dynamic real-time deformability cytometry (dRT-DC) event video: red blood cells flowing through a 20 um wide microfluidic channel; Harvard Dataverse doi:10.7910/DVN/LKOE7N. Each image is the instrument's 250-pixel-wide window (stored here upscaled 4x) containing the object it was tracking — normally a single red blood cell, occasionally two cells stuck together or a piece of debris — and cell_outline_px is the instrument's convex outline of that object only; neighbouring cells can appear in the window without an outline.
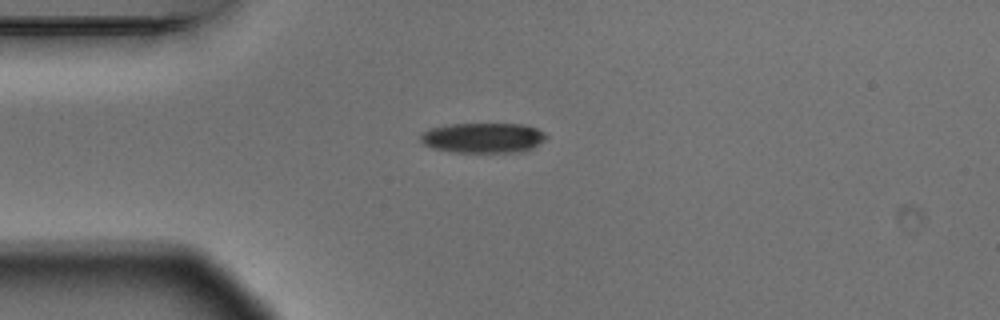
{"species": "Egyptian fruit bat (a non-hibernating species)", "species_latin": "Rousettus aegyptiacus", "temperature_condition": "warm", "stored_images_in_passage": 7, "camera_frame_rate_fps": 3000, "um_per_image_px": 0.085, "animal": {"sex": "male"}, "frame": {"image": 1, "passage_image": 1, "time_ms": 0.0, "image_size_px": [1000, 320], "cell_outline_px": [[548, 136], [544, 140], [532, 148], [520, 152], [452, 152], [432, 148], [420, 144], [420, 136], [424, 132], [432, 128], [452, 124], [524, 124], [536, 128], [544, 132]], "centroid_in_image_um": [41.05, 11.72], "position_along_channel_um": 43.9, "area_um2": 22.08}}
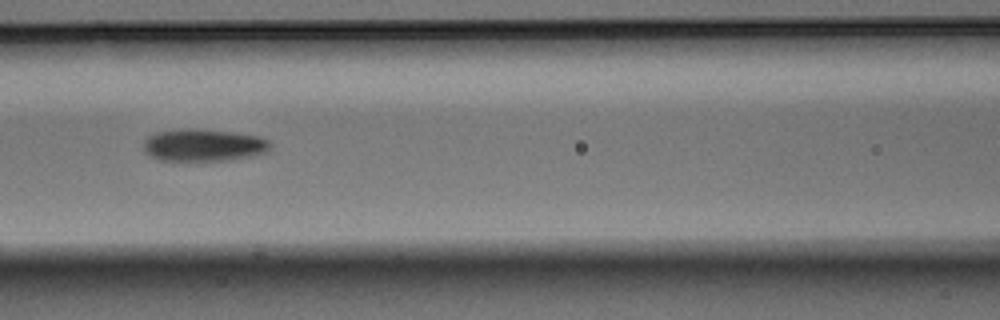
{"frame": {"image": 2, "passage_image": 4, "time_ms": 1.0, "image_size_px": [1000, 320], "cell_outline_px": [[272, 144], [268, 152], [252, 156], [232, 160], [200, 164], [160, 160], [144, 152], [144, 140], [148, 136], [156, 132], [180, 128], [196, 128], [232, 132], [260, 136], [268, 140]], "centroid_in_image_um": [17.3, 12.38], "position_along_channel_um": 149.3, "area_um2": 25.14}}
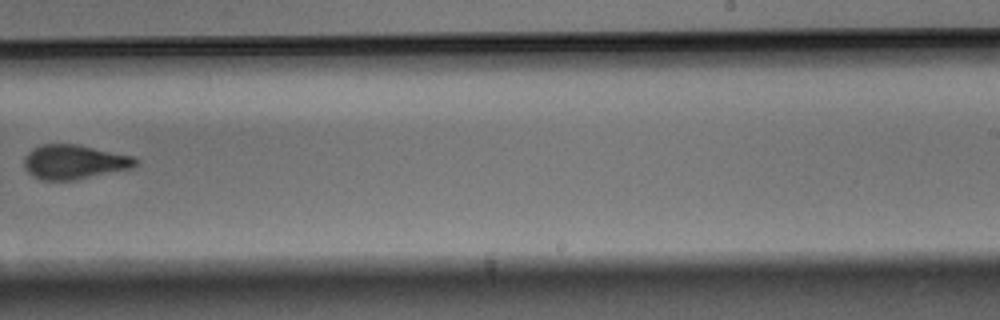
{"frame": {"image": 3, "passage_image": 7, "time_ms": 2.0, "image_size_px": [1000, 320], "cell_outline_px": [[140, 160], [132, 168], [76, 180], [40, 180], [32, 176], [24, 168], [24, 160], [28, 152], [32, 148], [40, 144], [76, 144], [136, 156]], "centroid_in_image_um": [6.32, 13.76], "position_along_channel_um": 282.7, "area_um2": 22.6}}